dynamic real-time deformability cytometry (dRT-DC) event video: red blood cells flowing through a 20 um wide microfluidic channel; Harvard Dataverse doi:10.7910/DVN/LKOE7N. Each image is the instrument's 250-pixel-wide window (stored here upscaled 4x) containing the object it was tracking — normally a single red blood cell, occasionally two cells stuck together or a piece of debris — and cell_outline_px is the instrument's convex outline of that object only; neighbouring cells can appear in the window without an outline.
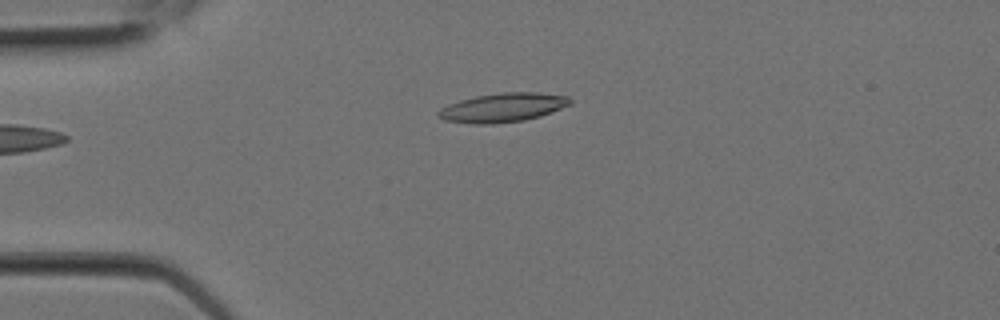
{"species": "Egyptian fruit bat (a non-hibernating species)", "species_latin": "Rousettus aegyptiacus", "temperature_condition": "room temperature", "stored_images_in_passage": 5, "camera_frame_rate_fps": 3000, "um_per_image_px": 0.085, "animal": {"sex": "female"}, "frame": {"image": 1, "passage_image": 5, "time_ms": 1.333, "image_size_px": [1000, 320], "cell_outline_px": [[572, 104], [540, 116], [524, 120], [492, 124], [472, 124], [444, 120], [436, 116], [436, 112], [440, 108], [448, 104], [460, 100], [476, 96], [500, 92], [540, 92], [568, 96], [572, 100]], "centroid_in_image_um": [42.72, 9.14], "position_along_channel_um": 42.3, "area_um2": 22.48}}